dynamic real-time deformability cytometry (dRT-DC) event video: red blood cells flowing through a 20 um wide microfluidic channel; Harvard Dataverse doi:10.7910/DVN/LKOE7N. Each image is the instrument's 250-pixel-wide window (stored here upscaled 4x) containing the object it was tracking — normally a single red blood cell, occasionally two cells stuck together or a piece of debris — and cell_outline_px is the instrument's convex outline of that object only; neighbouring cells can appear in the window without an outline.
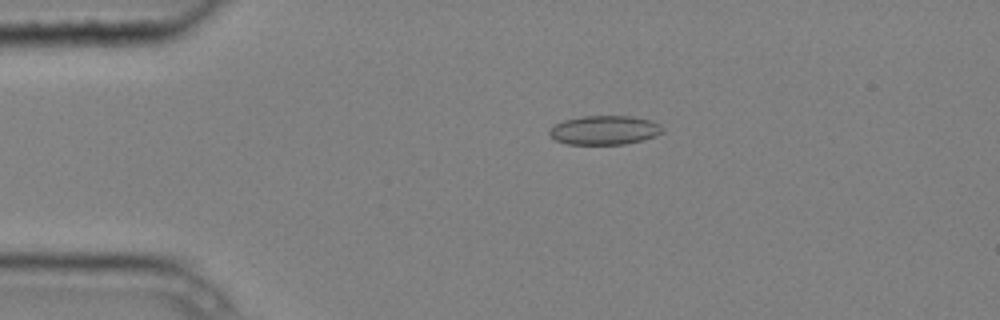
{"species": "common noctule bat (a hibernating species)", "species_latin": "Nyctalus noctula", "temperature_condition": "cold", "stored_images_in_passage": 4, "camera_frame_rate_fps": 3000, "um_per_image_px": 0.085, "animal": {"sex": "male", "body_mass_g": 20.4}, "frame": {"image": 1, "passage_image": 3, "time_ms": 0.667, "image_size_px": [1000, 320], "cell_outline_px": [[664, 132], [656, 136], [644, 140], [624, 144], [568, 144], [556, 140], [548, 136], [548, 132], [556, 124], [564, 120], [580, 116], [632, 116], [652, 120], [660, 124], [664, 128]], "centroid_in_image_um": [51.42, 11.06], "position_along_channel_um": 33.6, "area_um2": 19.36}}